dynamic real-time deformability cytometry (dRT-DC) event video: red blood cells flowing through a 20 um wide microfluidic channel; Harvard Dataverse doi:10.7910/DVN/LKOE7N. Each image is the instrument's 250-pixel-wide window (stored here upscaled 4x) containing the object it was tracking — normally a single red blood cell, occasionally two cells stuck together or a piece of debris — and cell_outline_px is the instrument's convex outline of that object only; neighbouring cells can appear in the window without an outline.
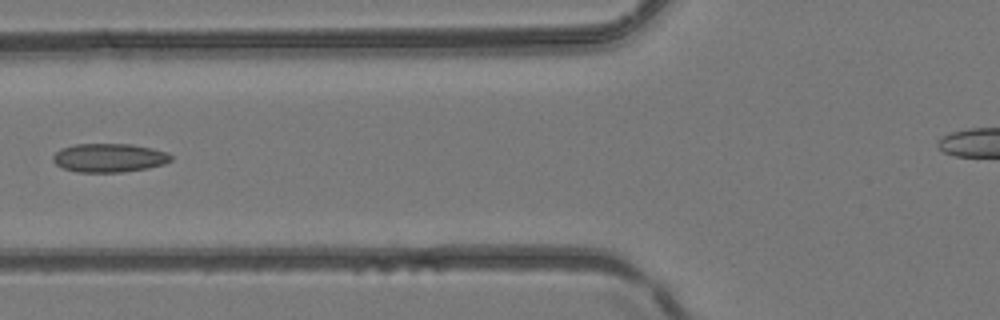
{"species": "common noctule bat (a hibernating species)", "species_latin": "Nyctalus noctula", "temperature_condition": "room temperature", "stored_images_in_passage": 5, "camera_frame_rate_fps": 3000, "um_per_image_px": 0.085, "animal": {"sex": "female", "body_mass_g": 24.6, "forearm_length_mm": 56.2}, "frame": {"image": 1, "passage_image": 5, "time_ms": 1.333, "image_size_px": [1000, 320], "cell_outline_px": [[172, 160], [164, 164], [148, 168], [124, 172], [76, 172], [64, 168], [56, 164], [52, 160], [52, 156], [60, 148], [76, 144], [132, 144], [152, 148], [168, 152], [172, 156]], "centroid_in_image_um": [9.29, 13.41], "position_along_channel_um": 116.5, "area_um2": 19.88}}